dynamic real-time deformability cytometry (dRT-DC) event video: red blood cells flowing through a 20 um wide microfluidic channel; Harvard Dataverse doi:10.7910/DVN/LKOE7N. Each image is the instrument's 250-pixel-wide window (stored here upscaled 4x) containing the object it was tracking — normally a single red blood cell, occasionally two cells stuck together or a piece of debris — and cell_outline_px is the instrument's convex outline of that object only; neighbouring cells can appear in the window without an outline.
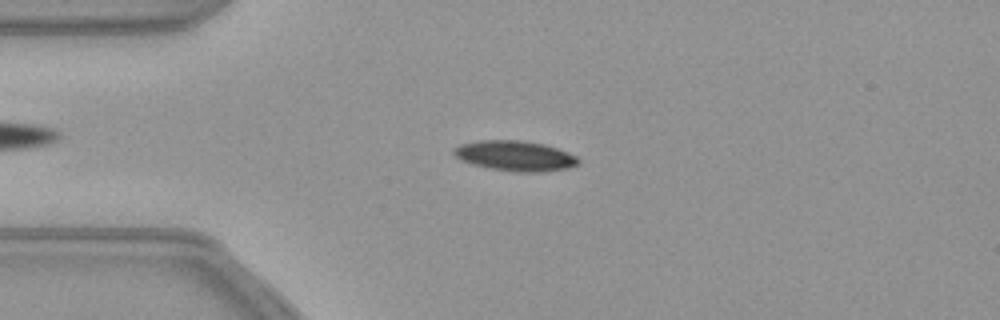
{"species": "common noctule bat (a hibernating species)", "species_latin": "Nyctalus noctula", "temperature_condition": "warm", "stored_images_in_passage": 54, "camera_frame_rate_fps": 3000, "um_per_image_px": 0.085, "animal": {"sex": "female", "body_mass_g": 21.9}, "frame": {"image": 1, "passage_image": 12, "time_ms": 3.667, "image_size_px": [1000, 320], "cell_outline_px": [[580, 164], [568, 168], [544, 172], [516, 172], [488, 168], [472, 164], [460, 160], [452, 152], [452, 148], [460, 144], [484, 140], [520, 140], [544, 144], [568, 152], [576, 156], [580, 160]], "centroid_in_image_um": [43.79, 13.25], "position_along_channel_um": 41.2, "area_um2": 22.08}}
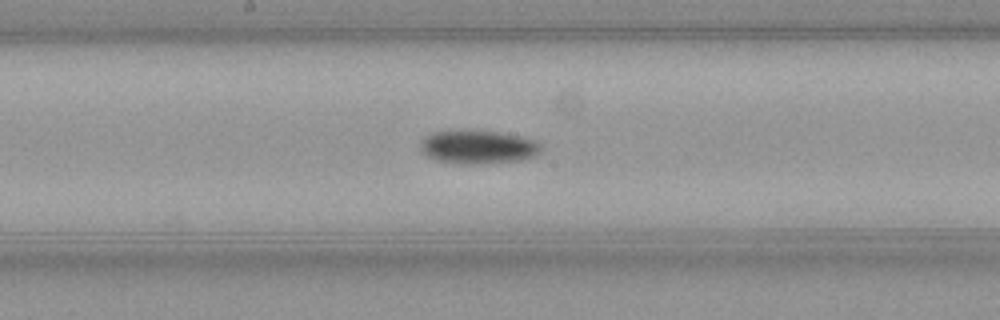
{"frame": {"image": 2, "passage_image": 27, "time_ms": 8.667, "image_size_px": [1000, 320], "cell_outline_px": [[540, 152], [536, 156], [524, 160], [484, 164], [456, 164], [436, 160], [428, 156], [420, 148], [420, 140], [432, 132], [496, 132], [520, 136], [536, 140], [540, 144]], "centroid_in_image_um": [40.67, 12.54], "position_along_channel_um": 207.5, "area_um2": 23.35}}
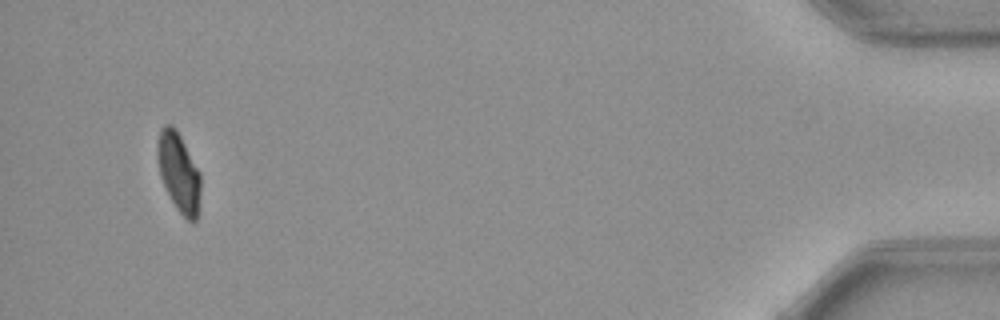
{"frame": {"image": 3, "passage_image": 51, "time_ms": 16.667, "image_size_px": [1000, 320], "cell_outline_px": [[200, 212], [196, 220], [192, 224], [176, 208], [160, 176], [156, 152], [156, 148], [160, 128], [164, 124], [172, 124], [176, 128], [200, 172]], "centroid_in_image_um": [15.2, 14.65], "position_along_channel_um": 420.0, "area_um2": 20.11}}